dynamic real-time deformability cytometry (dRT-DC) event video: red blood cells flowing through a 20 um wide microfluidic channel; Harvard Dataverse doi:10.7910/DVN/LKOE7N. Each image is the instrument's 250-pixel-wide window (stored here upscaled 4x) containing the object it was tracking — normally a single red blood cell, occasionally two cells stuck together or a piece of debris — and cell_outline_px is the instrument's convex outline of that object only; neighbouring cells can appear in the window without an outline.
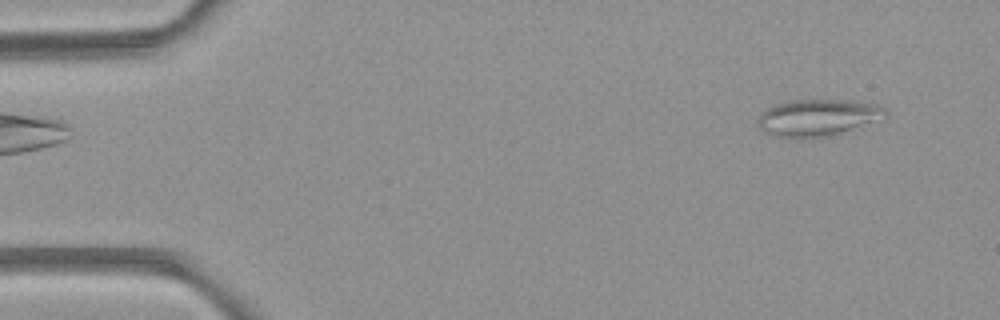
{"species": "common noctule bat (a hibernating species)", "species_latin": "Nyctalus noctula", "temperature_condition": "room temperature", "stored_images_in_passage": 4, "camera_frame_rate_fps": 3000, "um_per_image_px": 0.085, "animal": {"sex": "female", "body_mass_g": 21.9}, "frame": {"image": 1, "passage_image": 1, "time_ms": 0.0, "image_size_px": [1000, 320], "cell_outline_px": [[888, 112], [840, 132], [828, 136], [796, 140], [776, 136], [764, 132], [756, 124], [756, 120], [768, 108], [776, 104], [792, 100], [852, 100], [876, 104], [884, 108]], "centroid_in_image_um": [69.34, 10.0], "position_along_channel_um": 15.7, "area_um2": 26.65}}